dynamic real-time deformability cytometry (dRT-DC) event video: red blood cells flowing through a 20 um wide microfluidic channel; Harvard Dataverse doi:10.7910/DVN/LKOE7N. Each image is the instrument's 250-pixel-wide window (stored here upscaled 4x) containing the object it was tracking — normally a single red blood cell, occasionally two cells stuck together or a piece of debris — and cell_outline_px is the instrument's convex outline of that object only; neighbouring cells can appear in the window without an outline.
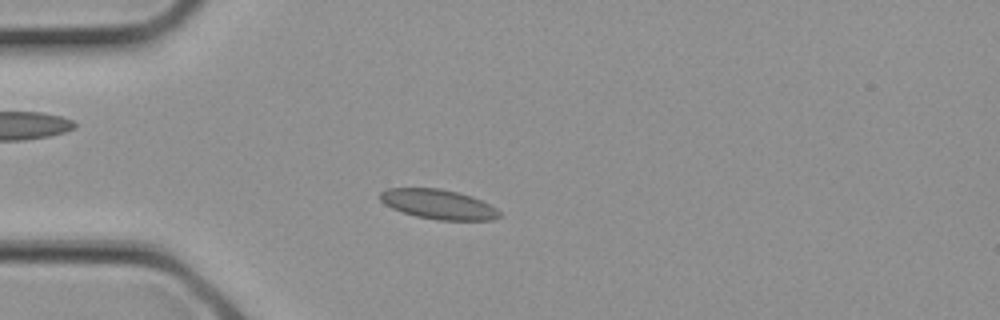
{"species": "common noctule bat (a hibernating species)", "species_latin": "Nyctalus noctula", "temperature_condition": "cold", "stored_images_in_passage": 14, "camera_frame_rate_fps": 3000, "um_per_image_px": 0.085, "animal": {"sex": "female", "body_mass_g": 21.9}, "frame": {"image": 1, "passage_image": 6, "time_ms": 1.667, "image_size_px": [1000, 320], "cell_outline_px": [[500, 216], [492, 220], [440, 220], [416, 216], [392, 208], [384, 204], [380, 200], [380, 192], [388, 188], [440, 188], [460, 192], [472, 196], [492, 204], [500, 212]], "centroid_in_image_um": [37.29, 17.35], "position_along_channel_um": 47.7, "area_um2": 20.75}}
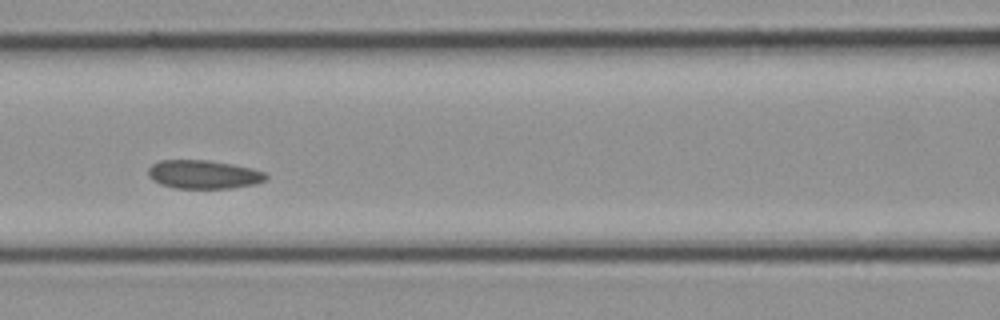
{"frame": {"image": 2, "passage_image": 11, "time_ms": 3.333, "image_size_px": [1000, 320], "cell_outline_px": [[268, 176], [264, 180], [256, 184], [232, 188], [176, 188], [160, 184], [152, 180], [148, 176], [148, 168], [152, 164], [160, 160], [208, 160], [232, 164], [252, 168], [264, 172]], "centroid_in_image_um": [17.29, 14.82], "position_along_channel_um": 149.3, "area_um2": 19.65}}
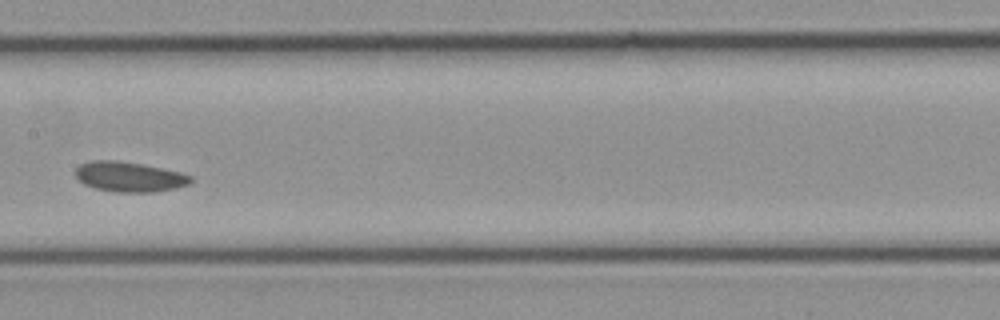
{"frame": {"image": 3, "passage_image": 13, "time_ms": 4.0, "image_size_px": [1000, 320], "cell_outline_px": [[192, 180], [188, 184], [176, 188], [152, 192], [116, 192], [96, 188], [84, 184], [76, 176], [76, 168], [80, 164], [92, 160], [116, 160], [140, 164], [180, 172], [192, 176]], "centroid_in_image_um": [10.98, 15.02], "position_along_channel_um": 196.4, "area_um2": 19.94}}